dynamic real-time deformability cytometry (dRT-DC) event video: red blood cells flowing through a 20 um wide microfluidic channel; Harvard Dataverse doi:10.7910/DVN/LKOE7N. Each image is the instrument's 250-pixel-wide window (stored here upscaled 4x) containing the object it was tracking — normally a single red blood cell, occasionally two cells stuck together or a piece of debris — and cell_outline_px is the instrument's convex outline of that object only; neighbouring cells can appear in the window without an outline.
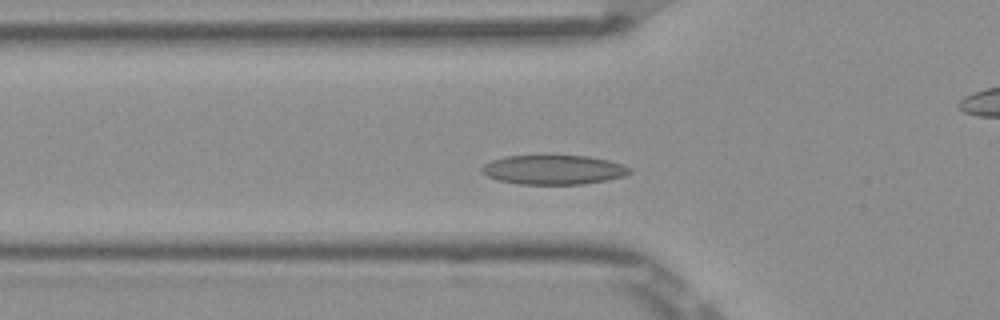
{"species": "Egyptian fruit bat (a non-hibernating species)", "species_latin": "Rousettus aegyptiacus", "temperature_condition": "room temperature", "stored_images_in_passage": 50, "camera_frame_rate_fps": 3000, "um_per_image_px": 0.085, "frame": {"image": 1, "passage_image": 14, "time_ms": 4.333, "image_size_px": [1000, 320], "cell_outline_px": [[632, 172], [624, 176], [608, 180], [580, 184], [520, 184], [500, 180], [488, 176], [480, 172], [480, 168], [484, 164], [492, 160], [508, 156], [588, 156], [608, 160], [632, 168]], "centroid_in_image_um": [47.06, 14.43], "position_along_channel_um": 78.7, "area_um2": 25.14}}
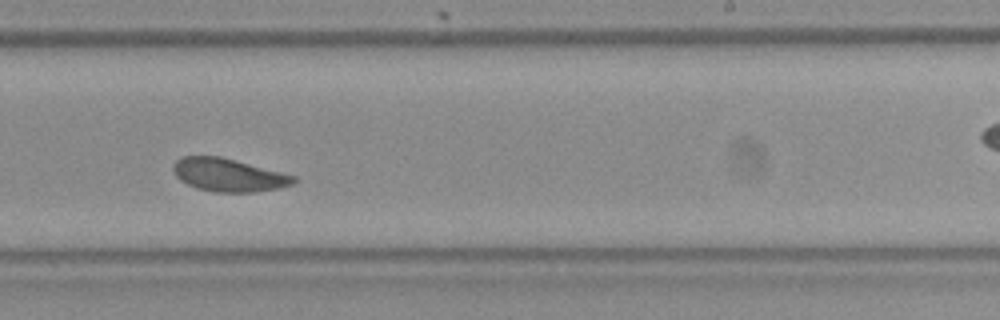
{"frame": {"image": 2, "passage_image": 29, "time_ms": 9.333, "image_size_px": [1000, 320], "cell_outline_px": [[296, 180], [292, 184], [280, 188], [256, 192], [216, 192], [196, 188], [180, 180], [176, 176], [172, 168], [172, 164], [180, 156], [220, 156], [296, 176]], "centroid_in_image_um": [19.39, 14.87], "position_along_channel_um": 269.6, "area_um2": 23.18}}
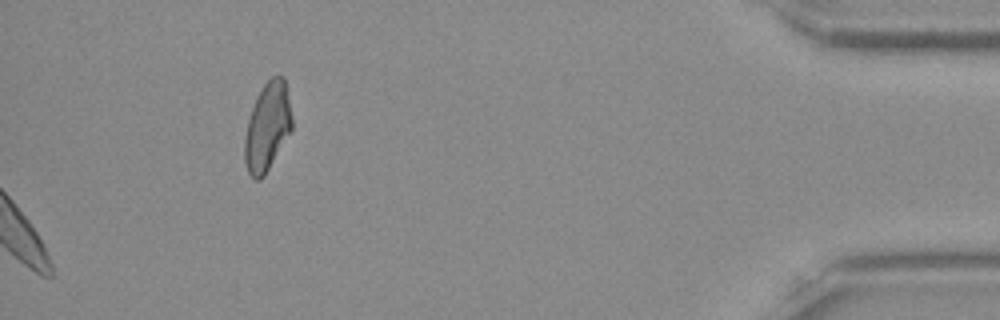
{"frame": {"image": 3, "passage_image": 50, "time_ms": 16.333, "image_size_px": [1000, 320], "cell_outline_px": [[292, 128], [264, 176], [260, 180], [256, 180], [248, 172], [244, 160], [244, 136], [248, 120], [256, 96], [264, 84], [272, 76], [284, 76], [292, 116]], "centroid_in_image_um": [22.71, 10.77], "position_along_channel_um": 412.5, "area_um2": 24.16}, "authors_computed_cell_mechanics": {"area_um2": 23.698, "velocity_mm_per_s": 3.8133, "shape_relaxation_time_tau1_ms": 1.9595, "shape_relaxation_time_tau2_ms": 2.1338, "deformation_change_tau1": 0.0873, "deformation_change_tau2": 0.0761}}